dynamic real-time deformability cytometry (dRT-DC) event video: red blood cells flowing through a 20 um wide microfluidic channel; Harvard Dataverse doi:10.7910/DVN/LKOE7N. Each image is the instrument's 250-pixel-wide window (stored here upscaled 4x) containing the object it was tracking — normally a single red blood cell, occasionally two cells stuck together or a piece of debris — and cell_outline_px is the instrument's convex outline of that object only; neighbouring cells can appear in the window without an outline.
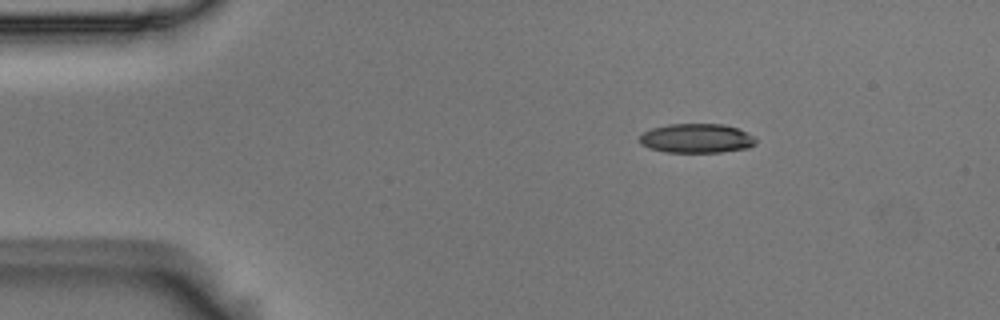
{"species": "Egyptian fruit bat (a non-hibernating species)", "species_latin": "Rousettus aegyptiacus", "temperature_condition": "room temperature", "stored_images_in_passage": 2, "camera_frame_rate_fps": 3000, "um_per_image_px": 0.085, "animal": {"sex": "male"}, "frame": {"image": 1, "passage_image": 1, "time_ms": 0.0, "image_size_px": [1000, 320], "cell_outline_px": [[756, 144], [748, 148], [720, 152], [664, 152], [648, 148], [640, 144], [640, 136], [644, 132], [652, 128], [668, 124], [724, 124], [736, 128], [756, 136]], "centroid_in_image_um": [59.22, 11.76], "position_along_channel_um": 25.8, "area_um2": 19.94}}